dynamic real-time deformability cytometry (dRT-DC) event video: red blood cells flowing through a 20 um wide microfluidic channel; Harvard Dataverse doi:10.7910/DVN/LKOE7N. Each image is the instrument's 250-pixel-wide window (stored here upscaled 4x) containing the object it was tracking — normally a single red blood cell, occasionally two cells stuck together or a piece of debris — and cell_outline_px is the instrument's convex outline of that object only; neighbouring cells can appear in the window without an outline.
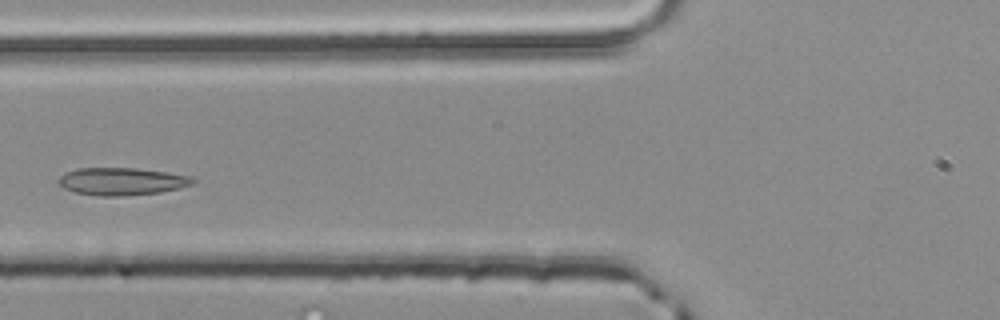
{"species": "common noctule bat (a hibernating species)", "species_latin": "Nyctalus noctula", "temperature_condition": "room temperature", "stored_images_in_passage": 4, "camera_frame_rate_fps": 3000, "um_per_image_px": 0.085, "animal": {"sex": "male", "body_mass_g": 20.4}, "frame": {"image": 1, "passage_image": 4, "time_ms": 1.0, "image_size_px": [1000, 320], "cell_outline_px": [[196, 180], [192, 184], [180, 188], [160, 192], [124, 196], [100, 196], [76, 192], [64, 188], [60, 184], [60, 176], [76, 168], [136, 168], [168, 172], [192, 176]], "centroid_in_image_um": [10.41, 15.41], "position_along_channel_um": 115.4, "area_um2": 21.44}}